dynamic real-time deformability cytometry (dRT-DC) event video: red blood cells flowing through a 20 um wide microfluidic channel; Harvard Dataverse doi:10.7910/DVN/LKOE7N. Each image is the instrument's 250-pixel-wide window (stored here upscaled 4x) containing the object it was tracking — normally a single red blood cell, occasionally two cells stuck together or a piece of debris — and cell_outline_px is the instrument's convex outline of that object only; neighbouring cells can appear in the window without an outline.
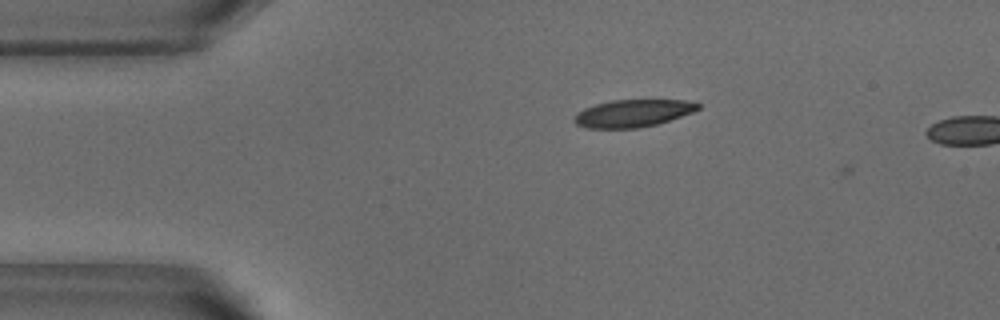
{"species": "common noctule bat (a hibernating species)", "species_latin": "Nyctalus noctula", "temperature_condition": "warm", "stored_images_in_passage": 6, "camera_frame_rate_fps": 3000, "um_per_image_px": 0.085, "animal": {"sex": "male", "body_mass_g": 18.8}, "frame": {"image": 1, "passage_image": 5, "time_ms": 1.333, "image_size_px": [1000, 320], "cell_outline_px": [[700, 108], [692, 112], [656, 124], [640, 128], [588, 128], [576, 124], [572, 120], [572, 116], [576, 112], [584, 108], [596, 104], [612, 100], [684, 100], [700, 104]], "centroid_in_image_um": [53.73, 9.63], "position_along_channel_um": 31.3, "area_um2": 19.71}}